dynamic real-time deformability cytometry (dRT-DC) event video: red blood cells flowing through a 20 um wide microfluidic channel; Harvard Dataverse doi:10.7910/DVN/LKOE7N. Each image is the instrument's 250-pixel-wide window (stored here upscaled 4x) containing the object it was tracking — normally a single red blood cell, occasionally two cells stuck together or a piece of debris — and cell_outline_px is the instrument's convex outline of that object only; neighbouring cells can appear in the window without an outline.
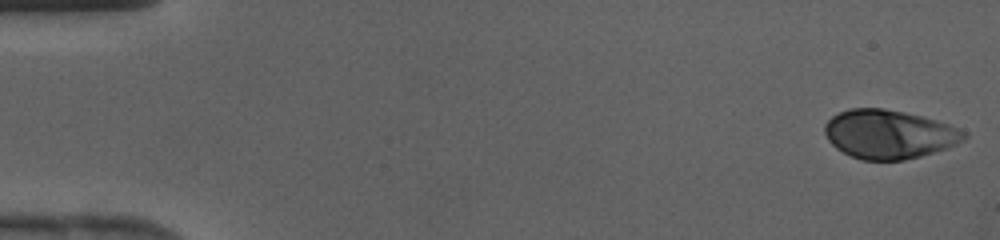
{"species": "human", "species_latin": "Homo sapiens", "temperature_condition": "cold", "stored_images_in_passage": 42, "camera_frame_rate_fps": 3000, "um_per_image_px": 0.085, "donor": {"sex": "female"}, "frame": {"image": 1, "passage_image": 1, "time_ms": 0.0, "image_size_px": [1000, 240], "cell_outline_px": [[968, 136], [964, 140], [956, 144], [920, 156], [904, 160], [860, 160], [836, 148], [828, 140], [824, 132], [824, 124], [832, 116], [840, 112], [852, 108], [884, 108], [904, 112], [936, 120], [948, 124], [968, 132]], "centroid_in_image_um": [75.55, 11.41], "position_along_channel_um": 9.4, "area_um2": 39.48}}
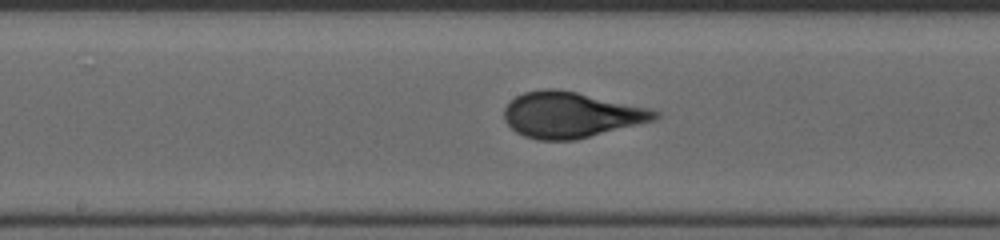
{"frame": {"image": 2, "passage_image": 22, "time_ms": 7.0, "image_size_px": [1000, 240], "cell_outline_px": [[660, 116], [656, 120], [576, 140], [540, 140], [524, 136], [516, 132], [504, 120], [504, 108], [516, 96], [524, 92], [544, 88], [556, 88], [576, 92], [652, 108], [660, 112]], "centroid_in_image_um": [48.56, 9.76], "position_along_channel_um": 199.6, "area_um2": 40.4}}
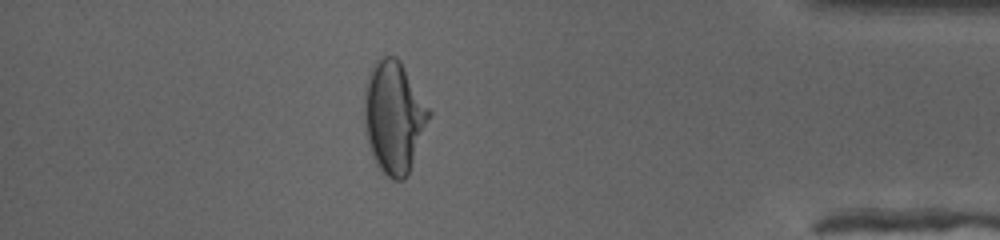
{"frame": {"image": 3, "passage_image": 37, "time_ms": 12.0, "image_size_px": [1000, 240], "cell_outline_px": [[432, 112], [408, 172], [404, 180], [392, 180], [380, 168], [372, 156], [364, 132], [364, 88], [368, 72], [372, 64], [376, 60], [384, 56], [396, 56], [400, 60]], "centroid_in_image_um": [33.45, 9.9], "position_along_channel_um": 401.8, "area_um2": 42.25}}